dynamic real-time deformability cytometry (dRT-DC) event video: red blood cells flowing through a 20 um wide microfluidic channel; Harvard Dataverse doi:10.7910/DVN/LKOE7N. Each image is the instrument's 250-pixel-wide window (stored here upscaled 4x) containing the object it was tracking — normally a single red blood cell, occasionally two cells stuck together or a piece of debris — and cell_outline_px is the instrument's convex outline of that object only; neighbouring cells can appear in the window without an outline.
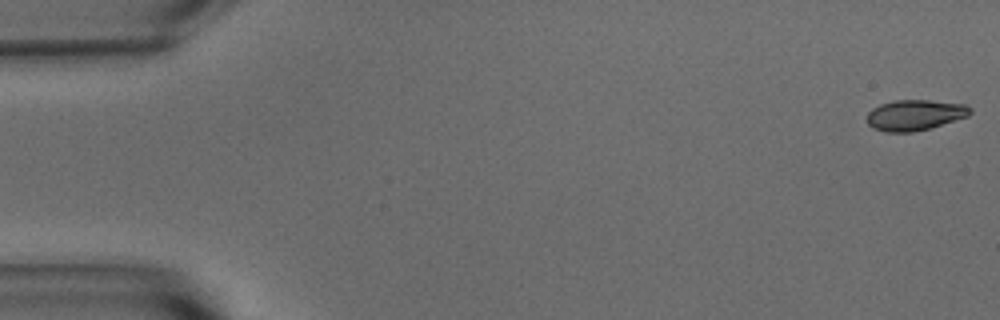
{"species": "common noctule bat (a hibernating species)", "species_latin": "Nyctalus noctula", "temperature_condition": "warm", "stored_images_in_passage": 11, "camera_frame_rate_fps": 3000, "um_per_image_px": 0.085, "animal": {"sex": "male", "body_mass_g": 15.6}, "frame": {"image": 1, "passage_image": 1, "time_ms": 0.0, "image_size_px": [1000, 320], "cell_outline_px": [[972, 112], [968, 116], [928, 128], [912, 132], [884, 132], [872, 128], [868, 124], [868, 112], [872, 108], [880, 104], [896, 100], [928, 100], [964, 104], [972, 108]], "centroid_in_image_um": [77.74, 9.77], "position_along_channel_um": 7.3, "area_um2": 18.32}}